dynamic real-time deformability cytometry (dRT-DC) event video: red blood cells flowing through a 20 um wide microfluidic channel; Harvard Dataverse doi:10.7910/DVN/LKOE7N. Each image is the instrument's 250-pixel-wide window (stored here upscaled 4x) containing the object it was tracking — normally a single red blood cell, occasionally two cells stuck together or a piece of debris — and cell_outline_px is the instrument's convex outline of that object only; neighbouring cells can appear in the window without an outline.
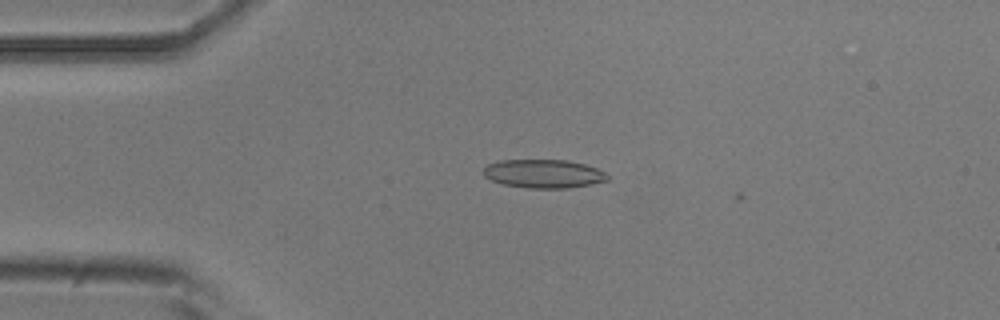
{"species": "common noctule bat (a hibernating species)", "species_latin": "Nyctalus noctula", "temperature_condition": "room temperature", "stored_images_in_passage": 3, "camera_frame_rate_fps": 3000, "um_per_image_px": 0.085, "animal": {"sex": "male", "body_mass_g": 20.5, "forearm_length_mm": 52.5}, "frame": {"image": 1, "passage_image": 1, "time_ms": 0.0, "image_size_px": [1000, 320], "cell_outline_px": [[608, 180], [568, 188], [528, 188], [504, 184], [492, 180], [484, 176], [484, 168], [488, 164], [500, 160], [568, 160], [584, 164], [596, 168], [604, 172], [608, 176]], "centroid_in_image_um": [46.19, 14.76], "position_along_channel_um": 38.8, "area_um2": 20.4}}